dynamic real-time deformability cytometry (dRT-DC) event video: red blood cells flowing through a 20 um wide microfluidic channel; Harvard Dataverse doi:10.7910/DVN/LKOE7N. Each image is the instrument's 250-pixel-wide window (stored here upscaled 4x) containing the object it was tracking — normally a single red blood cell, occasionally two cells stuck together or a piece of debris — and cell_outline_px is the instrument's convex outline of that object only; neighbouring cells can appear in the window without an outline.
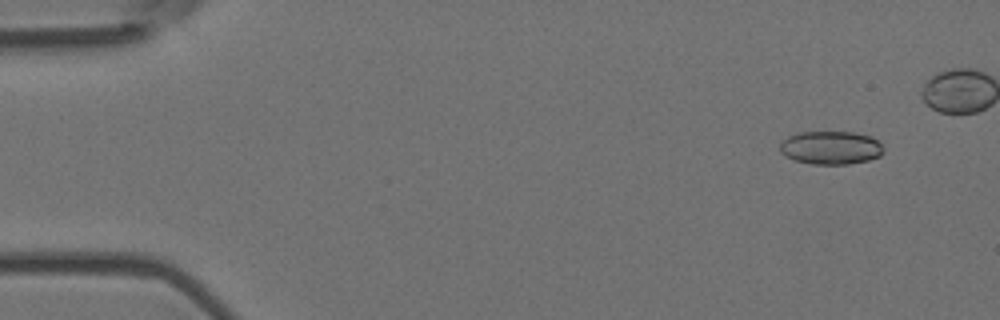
{"species": "Egyptian fruit bat (a non-hibernating species)", "species_latin": "Rousettus aegyptiacus", "temperature_condition": "room temperature", "stored_images_in_passage": 9, "camera_frame_rate_fps": 3000, "um_per_image_px": 0.085, "animal": {"sex": "female"}, "frame": {"image": 1, "passage_image": 2, "time_ms": 0.333, "image_size_px": [1000, 320], "cell_outline_px": [[884, 152], [880, 156], [868, 160], [848, 164], [812, 164], [796, 160], [784, 156], [780, 152], [780, 144], [788, 136], [800, 132], [852, 132], [872, 136], [884, 148]], "centroid_in_image_um": [70.62, 12.55], "position_along_channel_um": 14.4, "area_um2": 20.11}}
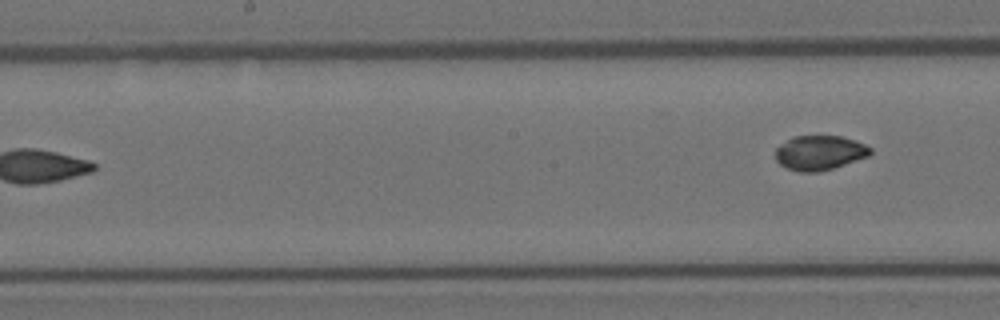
{"frame": {"image": 2, "passage_image": 9, "time_ms": 2.667, "image_size_px": [1000, 320], "cell_outline_px": [[872, 152], [868, 156], [820, 172], [800, 172], [784, 168], [776, 160], [776, 148], [780, 144], [792, 136], [840, 136], [856, 140], [872, 148]], "centroid_in_image_um": [69.64, 12.98], "position_along_channel_um": 178.6, "area_um2": 19.19}}